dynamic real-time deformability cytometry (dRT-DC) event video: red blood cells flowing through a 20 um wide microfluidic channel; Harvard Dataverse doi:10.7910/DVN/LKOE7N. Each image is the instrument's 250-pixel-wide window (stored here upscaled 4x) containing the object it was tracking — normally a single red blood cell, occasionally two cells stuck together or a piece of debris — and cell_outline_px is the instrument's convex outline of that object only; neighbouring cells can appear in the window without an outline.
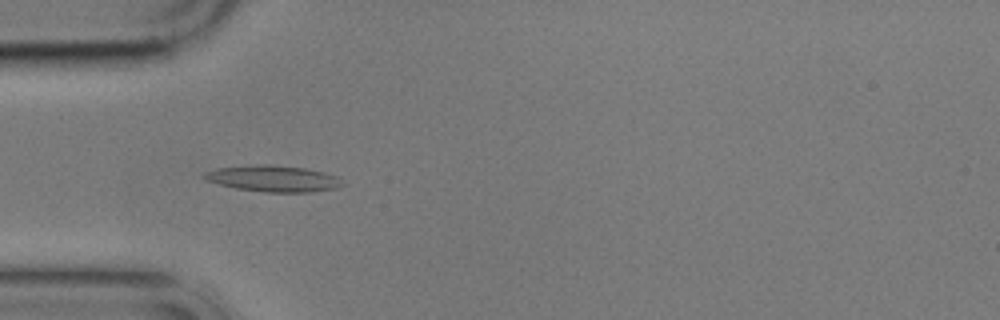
{"species": "common noctule bat (a hibernating species)", "species_latin": "Nyctalus noctula", "temperature_condition": "cold", "stored_images_in_passage": 4, "camera_frame_rate_fps": 3000, "um_per_image_px": 0.085, "animal": {"sex": "male", "body_mass_g": 17.9}, "frame": {"image": 1, "passage_image": 4, "time_ms": 3.333, "image_size_px": [1000, 320], "cell_outline_px": [[344, 184], [336, 188], [312, 192], [264, 192], [236, 188], [204, 180], [200, 176], [204, 172], [220, 168], [264, 164], [272, 164], [304, 168], [324, 172], [336, 176]], "centroid_in_image_um": [23.21, 15.18], "position_along_channel_um": 61.8, "area_um2": 21.04}}